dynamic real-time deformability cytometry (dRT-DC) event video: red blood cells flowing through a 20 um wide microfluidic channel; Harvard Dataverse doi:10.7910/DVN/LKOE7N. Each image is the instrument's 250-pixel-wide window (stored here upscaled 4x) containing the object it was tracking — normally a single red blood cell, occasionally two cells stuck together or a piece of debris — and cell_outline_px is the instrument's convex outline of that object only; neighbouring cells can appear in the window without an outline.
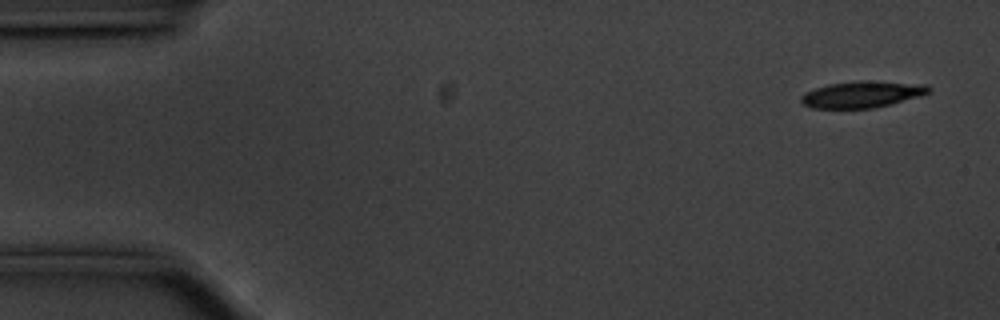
{"species": "common noctule bat (a hibernating species)", "species_latin": "Nyctalus noctula", "temperature_condition": "cold", "stored_images_in_passage": 54, "camera_frame_rate_fps": 3000, "um_per_image_px": 0.085, "animal": {"sex": "male", "body_mass_g": 20.1, "forearm_length_mm": 53.5}, "frame": {"image": 1, "passage_image": 1, "time_ms": 0.0, "image_size_px": [1000, 320], "cell_outline_px": [[932, 88], [928, 92], [920, 96], [872, 108], [812, 108], [804, 104], [800, 100], [800, 96], [804, 92], [828, 84], [860, 80], [928, 84]], "centroid_in_image_um": [73.26, 8.01], "position_along_channel_um": 11.7, "area_um2": 19.59}}
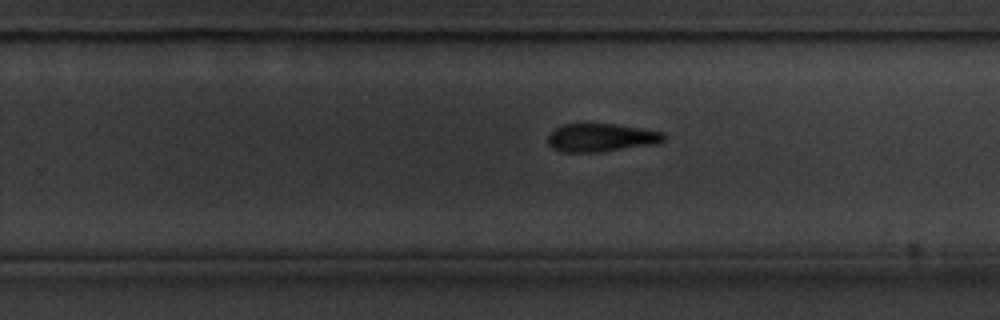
{"frame": {"image": 2, "passage_image": 33, "time_ms": 10.667, "image_size_px": [1000, 320], "cell_outline_px": [[668, 136], [660, 144], [596, 152], [564, 152], [552, 148], [548, 144], [548, 136], [556, 128], [564, 124], [616, 124], [664, 132]], "centroid_in_image_um": [51.16, 11.7], "position_along_channel_um": 278.6, "area_um2": 19.13}}
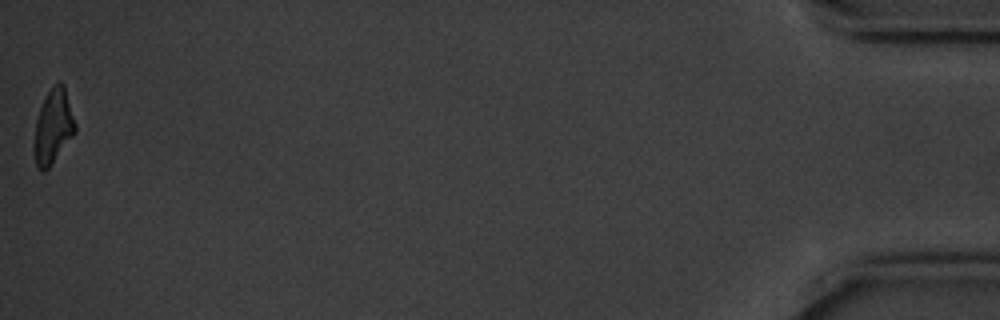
{"frame": {"image": 3, "passage_image": 54, "time_ms": 17.667, "image_size_px": [1000, 320], "cell_outline_px": [[76, 132], [48, 168], [44, 172], [36, 168], [32, 148], [32, 144], [36, 120], [40, 108], [48, 92], [60, 80], [64, 84], [76, 124]], "centroid_in_image_um": [4.49, 10.81], "position_along_channel_um": 430.7, "area_um2": 17.92}, "authors_computed_cell_mechanics": {"area_um2": 19.8543, "velocity_mm_per_s": 3.5539, "shape_relaxation_time_tau1_ms": 2.4583, "shape_relaxation_time_tau2_ms": null, "deformation_change_tau1": 0.1152, "deformation_change_tau2": null}}